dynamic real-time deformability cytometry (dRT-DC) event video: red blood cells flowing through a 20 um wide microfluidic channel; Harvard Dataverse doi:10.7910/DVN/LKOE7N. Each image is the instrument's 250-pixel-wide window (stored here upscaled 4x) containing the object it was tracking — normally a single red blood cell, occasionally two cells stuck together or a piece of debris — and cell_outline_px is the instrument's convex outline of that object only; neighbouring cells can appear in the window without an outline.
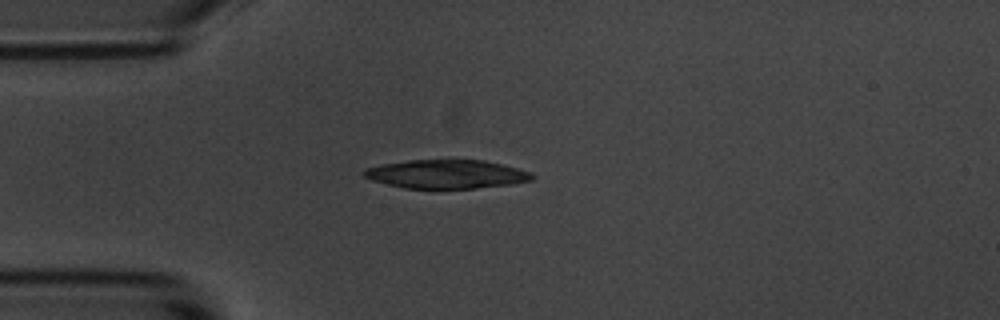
{"species": "common noctule bat (a hibernating species)", "species_latin": "Nyctalus noctula", "temperature_condition": "room temperature", "stored_images_in_passage": 42, "camera_frame_rate_fps": 3000, "um_per_image_px": 0.085, "animal": {"sex": "male", "body_mass_g": 20.1, "forearm_length_mm": 53.5}, "frame": {"image": 1, "passage_image": 1, "time_ms": 0.0, "image_size_px": [1000, 320], "cell_outline_px": [[536, 176], [532, 180], [512, 184], [476, 188], [404, 188], [372, 180], [364, 176], [364, 168], [384, 164], [408, 160], [484, 160], [532, 172]], "centroid_in_image_um": [37.98, 14.8], "position_along_channel_um": 47.0, "area_um2": 27.92}}
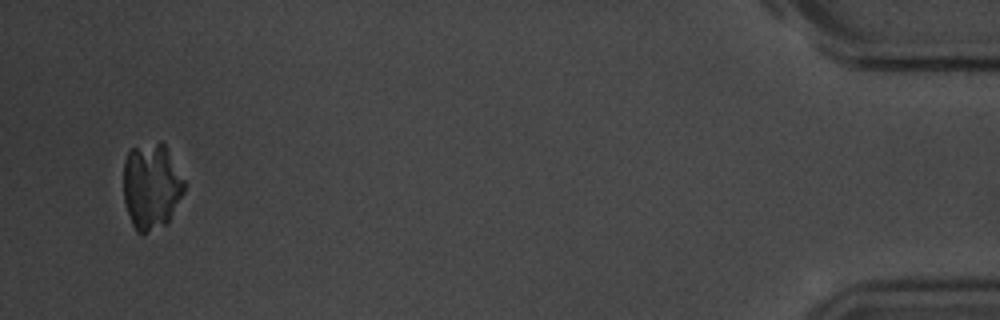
{"frame": {"image": 2, "passage_image": 40, "time_ms": 13.0, "image_size_px": [1000, 320], "cell_outline_px": [[184, 192], [168, 224], [144, 232], [136, 232], [132, 224], [124, 200], [124, 160], [128, 152], [132, 148], [156, 144], [164, 144], [184, 180]], "centroid_in_image_um": [12.87, 15.87], "position_along_channel_um": 422.3, "area_um2": 29.94}}